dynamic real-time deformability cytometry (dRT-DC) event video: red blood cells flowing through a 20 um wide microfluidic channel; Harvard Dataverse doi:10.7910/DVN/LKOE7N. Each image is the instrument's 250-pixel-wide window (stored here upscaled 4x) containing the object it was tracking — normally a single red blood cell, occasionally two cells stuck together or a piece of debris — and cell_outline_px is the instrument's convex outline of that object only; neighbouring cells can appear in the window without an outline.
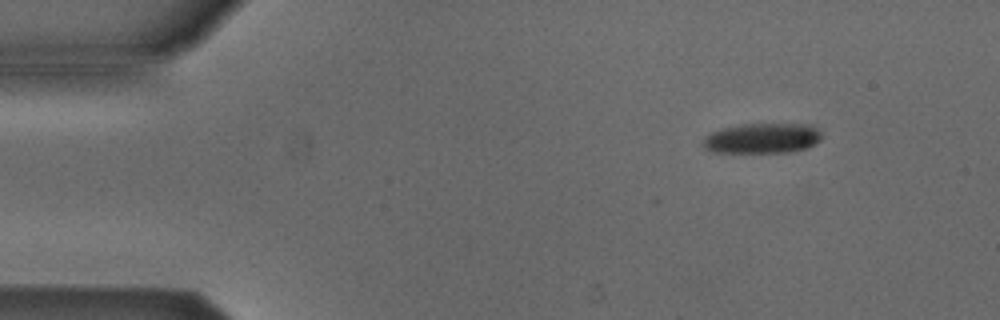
{"species": "Egyptian fruit bat (a non-hibernating species)", "species_latin": "Rousettus aegyptiacus", "temperature_condition": "cold", "stored_images_in_passage": 5, "segment_of_instrument_passage": [2, 2], "camera_frame_rate_fps": 3000, "um_per_image_px": 0.085, "animal": {"sex": "male"}, "frame": {"image": 1, "passage_image": 5, "time_ms": 1.333, "image_size_px": [1000, 320], "cell_outline_px": [[824, 136], [820, 140], [804, 148], [788, 152], [712, 152], [704, 148], [704, 140], [712, 132], [724, 128], [744, 124], [812, 124]], "centroid_in_image_um": [64.83, 11.75], "position_along_channel_um": 20.2, "area_um2": 20.58}}